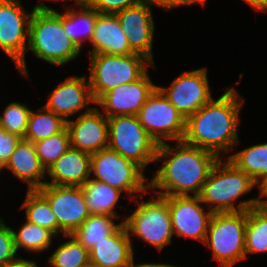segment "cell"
I'll use <instances>...</instances> for the list:
<instances>
[{
    "mask_svg": "<svg viewBox=\"0 0 267 267\" xmlns=\"http://www.w3.org/2000/svg\"><path fill=\"white\" fill-rule=\"evenodd\" d=\"M257 185L260 190L259 195H267V175Z\"/></svg>",
    "mask_w": 267,
    "mask_h": 267,
    "instance_id": "obj_41",
    "label": "cell"
},
{
    "mask_svg": "<svg viewBox=\"0 0 267 267\" xmlns=\"http://www.w3.org/2000/svg\"><path fill=\"white\" fill-rule=\"evenodd\" d=\"M137 117L157 144L184 138L186 119L158 88L147 98Z\"/></svg>",
    "mask_w": 267,
    "mask_h": 267,
    "instance_id": "obj_11",
    "label": "cell"
},
{
    "mask_svg": "<svg viewBox=\"0 0 267 267\" xmlns=\"http://www.w3.org/2000/svg\"><path fill=\"white\" fill-rule=\"evenodd\" d=\"M29 24L28 50L34 56L53 65L61 66L80 55V49L66 35L63 14L44 2L33 7Z\"/></svg>",
    "mask_w": 267,
    "mask_h": 267,
    "instance_id": "obj_3",
    "label": "cell"
},
{
    "mask_svg": "<svg viewBox=\"0 0 267 267\" xmlns=\"http://www.w3.org/2000/svg\"><path fill=\"white\" fill-rule=\"evenodd\" d=\"M51 96H47L48 101L44 107L61 116L65 121L68 116L86 108L90 103H94L91 94L89 79L84 77H68L52 91Z\"/></svg>",
    "mask_w": 267,
    "mask_h": 267,
    "instance_id": "obj_18",
    "label": "cell"
},
{
    "mask_svg": "<svg viewBox=\"0 0 267 267\" xmlns=\"http://www.w3.org/2000/svg\"><path fill=\"white\" fill-rule=\"evenodd\" d=\"M153 197L151 195V199L144 202L139 200L136 210L130 216H125L123 223L130 235L133 233L161 251L171 243L174 232L168 196Z\"/></svg>",
    "mask_w": 267,
    "mask_h": 267,
    "instance_id": "obj_9",
    "label": "cell"
},
{
    "mask_svg": "<svg viewBox=\"0 0 267 267\" xmlns=\"http://www.w3.org/2000/svg\"><path fill=\"white\" fill-rule=\"evenodd\" d=\"M89 56L91 69L88 79L95 102L111 89L140 79L147 72L148 65L156 68L149 59L137 53Z\"/></svg>",
    "mask_w": 267,
    "mask_h": 267,
    "instance_id": "obj_5",
    "label": "cell"
},
{
    "mask_svg": "<svg viewBox=\"0 0 267 267\" xmlns=\"http://www.w3.org/2000/svg\"><path fill=\"white\" fill-rule=\"evenodd\" d=\"M256 11H266L267 10V0H244Z\"/></svg>",
    "mask_w": 267,
    "mask_h": 267,
    "instance_id": "obj_40",
    "label": "cell"
},
{
    "mask_svg": "<svg viewBox=\"0 0 267 267\" xmlns=\"http://www.w3.org/2000/svg\"><path fill=\"white\" fill-rule=\"evenodd\" d=\"M71 238L59 245L50 256L48 262L52 267H85L90 263L89 251L81 245L72 235H64Z\"/></svg>",
    "mask_w": 267,
    "mask_h": 267,
    "instance_id": "obj_31",
    "label": "cell"
},
{
    "mask_svg": "<svg viewBox=\"0 0 267 267\" xmlns=\"http://www.w3.org/2000/svg\"><path fill=\"white\" fill-rule=\"evenodd\" d=\"M90 215H109L120 217L114 208L118 203L122 191L104 182L88 179L81 186Z\"/></svg>",
    "mask_w": 267,
    "mask_h": 267,
    "instance_id": "obj_23",
    "label": "cell"
},
{
    "mask_svg": "<svg viewBox=\"0 0 267 267\" xmlns=\"http://www.w3.org/2000/svg\"><path fill=\"white\" fill-rule=\"evenodd\" d=\"M157 88L146 72L140 79L121 84L103 94L95 104L103 108L104 115H137L147 98Z\"/></svg>",
    "mask_w": 267,
    "mask_h": 267,
    "instance_id": "obj_16",
    "label": "cell"
},
{
    "mask_svg": "<svg viewBox=\"0 0 267 267\" xmlns=\"http://www.w3.org/2000/svg\"><path fill=\"white\" fill-rule=\"evenodd\" d=\"M199 196H169L173 232L177 237H189L204 243L213 213L201 206Z\"/></svg>",
    "mask_w": 267,
    "mask_h": 267,
    "instance_id": "obj_14",
    "label": "cell"
},
{
    "mask_svg": "<svg viewBox=\"0 0 267 267\" xmlns=\"http://www.w3.org/2000/svg\"><path fill=\"white\" fill-rule=\"evenodd\" d=\"M151 3L142 0L138 4L115 13L134 53L149 59L153 64L152 41L155 29Z\"/></svg>",
    "mask_w": 267,
    "mask_h": 267,
    "instance_id": "obj_15",
    "label": "cell"
},
{
    "mask_svg": "<svg viewBox=\"0 0 267 267\" xmlns=\"http://www.w3.org/2000/svg\"><path fill=\"white\" fill-rule=\"evenodd\" d=\"M114 216L89 215L88 218L71 235L88 251L109 235H111L121 224H115Z\"/></svg>",
    "mask_w": 267,
    "mask_h": 267,
    "instance_id": "obj_25",
    "label": "cell"
},
{
    "mask_svg": "<svg viewBox=\"0 0 267 267\" xmlns=\"http://www.w3.org/2000/svg\"><path fill=\"white\" fill-rule=\"evenodd\" d=\"M21 139L18 135L7 132L0 125V172L9 161L11 154Z\"/></svg>",
    "mask_w": 267,
    "mask_h": 267,
    "instance_id": "obj_36",
    "label": "cell"
},
{
    "mask_svg": "<svg viewBox=\"0 0 267 267\" xmlns=\"http://www.w3.org/2000/svg\"><path fill=\"white\" fill-rule=\"evenodd\" d=\"M259 197H267V195H259ZM258 206L267 213V200H261L258 198Z\"/></svg>",
    "mask_w": 267,
    "mask_h": 267,
    "instance_id": "obj_42",
    "label": "cell"
},
{
    "mask_svg": "<svg viewBox=\"0 0 267 267\" xmlns=\"http://www.w3.org/2000/svg\"><path fill=\"white\" fill-rule=\"evenodd\" d=\"M227 160L258 184L267 175V143L247 147L228 156Z\"/></svg>",
    "mask_w": 267,
    "mask_h": 267,
    "instance_id": "obj_26",
    "label": "cell"
},
{
    "mask_svg": "<svg viewBox=\"0 0 267 267\" xmlns=\"http://www.w3.org/2000/svg\"><path fill=\"white\" fill-rule=\"evenodd\" d=\"M49 1H50V0H49ZM52 1H62V0H52ZM63 1H65V0H63ZM83 2H84V0H75L74 3H75L76 5L79 6V5L82 4Z\"/></svg>",
    "mask_w": 267,
    "mask_h": 267,
    "instance_id": "obj_44",
    "label": "cell"
},
{
    "mask_svg": "<svg viewBox=\"0 0 267 267\" xmlns=\"http://www.w3.org/2000/svg\"><path fill=\"white\" fill-rule=\"evenodd\" d=\"M247 211L213 213L204 244L222 267H232L246 259Z\"/></svg>",
    "mask_w": 267,
    "mask_h": 267,
    "instance_id": "obj_6",
    "label": "cell"
},
{
    "mask_svg": "<svg viewBox=\"0 0 267 267\" xmlns=\"http://www.w3.org/2000/svg\"><path fill=\"white\" fill-rule=\"evenodd\" d=\"M33 11L26 13L20 0H0V49L14 61L25 77L29 76L25 52Z\"/></svg>",
    "mask_w": 267,
    "mask_h": 267,
    "instance_id": "obj_10",
    "label": "cell"
},
{
    "mask_svg": "<svg viewBox=\"0 0 267 267\" xmlns=\"http://www.w3.org/2000/svg\"><path fill=\"white\" fill-rule=\"evenodd\" d=\"M152 5H157L165 10L173 9L177 6L187 5V0H147Z\"/></svg>",
    "mask_w": 267,
    "mask_h": 267,
    "instance_id": "obj_37",
    "label": "cell"
},
{
    "mask_svg": "<svg viewBox=\"0 0 267 267\" xmlns=\"http://www.w3.org/2000/svg\"><path fill=\"white\" fill-rule=\"evenodd\" d=\"M134 263V255L132 256L131 260L129 261L128 265L126 267H178V266H172L169 264L164 263H141V264H135ZM180 267V266H179Z\"/></svg>",
    "mask_w": 267,
    "mask_h": 267,
    "instance_id": "obj_39",
    "label": "cell"
},
{
    "mask_svg": "<svg viewBox=\"0 0 267 267\" xmlns=\"http://www.w3.org/2000/svg\"><path fill=\"white\" fill-rule=\"evenodd\" d=\"M48 202L58 221V234L71 235L90 215L80 186L45 184L37 190Z\"/></svg>",
    "mask_w": 267,
    "mask_h": 267,
    "instance_id": "obj_12",
    "label": "cell"
},
{
    "mask_svg": "<svg viewBox=\"0 0 267 267\" xmlns=\"http://www.w3.org/2000/svg\"><path fill=\"white\" fill-rule=\"evenodd\" d=\"M142 0H84V2L101 14H115Z\"/></svg>",
    "mask_w": 267,
    "mask_h": 267,
    "instance_id": "obj_35",
    "label": "cell"
},
{
    "mask_svg": "<svg viewBox=\"0 0 267 267\" xmlns=\"http://www.w3.org/2000/svg\"><path fill=\"white\" fill-rule=\"evenodd\" d=\"M39 113L30 111L24 140L37 142L58 134L66 127V121L44 106Z\"/></svg>",
    "mask_w": 267,
    "mask_h": 267,
    "instance_id": "obj_27",
    "label": "cell"
},
{
    "mask_svg": "<svg viewBox=\"0 0 267 267\" xmlns=\"http://www.w3.org/2000/svg\"><path fill=\"white\" fill-rule=\"evenodd\" d=\"M91 155L70 147L47 171L51 182L58 186H82L90 179Z\"/></svg>",
    "mask_w": 267,
    "mask_h": 267,
    "instance_id": "obj_20",
    "label": "cell"
},
{
    "mask_svg": "<svg viewBox=\"0 0 267 267\" xmlns=\"http://www.w3.org/2000/svg\"><path fill=\"white\" fill-rule=\"evenodd\" d=\"M33 144L42 166L47 171L70 148L69 131L65 127L58 134Z\"/></svg>",
    "mask_w": 267,
    "mask_h": 267,
    "instance_id": "obj_32",
    "label": "cell"
},
{
    "mask_svg": "<svg viewBox=\"0 0 267 267\" xmlns=\"http://www.w3.org/2000/svg\"><path fill=\"white\" fill-rule=\"evenodd\" d=\"M3 168H7L18 179L28 183V190H38L46 183L40 181L46 179V170L36 154L33 142L21 139Z\"/></svg>",
    "mask_w": 267,
    "mask_h": 267,
    "instance_id": "obj_22",
    "label": "cell"
},
{
    "mask_svg": "<svg viewBox=\"0 0 267 267\" xmlns=\"http://www.w3.org/2000/svg\"><path fill=\"white\" fill-rule=\"evenodd\" d=\"M12 232L16 251L24 248L34 253H41L48 249L52 244L53 236H55L50 230L29 221H26L18 232L13 229Z\"/></svg>",
    "mask_w": 267,
    "mask_h": 267,
    "instance_id": "obj_30",
    "label": "cell"
},
{
    "mask_svg": "<svg viewBox=\"0 0 267 267\" xmlns=\"http://www.w3.org/2000/svg\"><path fill=\"white\" fill-rule=\"evenodd\" d=\"M21 208H25L26 221L46 228L58 236L56 215L52 212L49 202L37 190H27Z\"/></svg>",
    "mask_w": 267,
    "mask_h": 267,
    "instance_id": "obj_28",
    "label": "cell"
},
{
    "mask_svg": "<svg viewBox=\"0 0 267 267\" xmlns=\"http://www.w3.org/2000/svg\"><path fill=\"white\" fill-rule=\"evenodd\" d=\"M133 253L130 234L122 222L111 235L89 250V261L97 267H126Z\"/></svg>",
    "mask_w": 267,
    "mask_h": 267,
    "instance_id": "obj_19",
    "label": "cell"
},
{
    "mask_svg": "<svg viewBox=\"0 0 267 267\" xmlns=\"http://www.w3.org/2000/svg\"><path fill=\"white\" fill-rule=\"evenodd\" d=\"M257 183L229 160L219 158L210 170L206 182L198 195L212 213L248 211L258 206V199L244 200L234 205V201L244 193L252 191Z\"/></svg>",
    "mask_w": 267,
    "mask_h": 267,
    "instance_id": "obj_4",
    "label": "cell"
},
{
    "mask_svg": "<svg viewBox=\"0 0 267 267\" xmlns=\"http://www.w3.org/2000/svg\"><path fill=\"white\" fill-rule=\"evenodd\" d=\"M91 54L129 55L134 53L127 36L115 14H101L96 17Z\"/></svg>",
    "mask_w": 267,
    "mask_h": 267,
    "instance_id": "obj_21",
    "label": "cell"
},
{
    "mask_svg": "<svg viewBox=\"0 0 267 267\" xmlns=\"http://www.w3.org/2000/svg\"><path fill=\"white\" fill-rule=\"evenodd\" d=\"M70 147L90 155L108 147V119L97 107H87L76 120H67Z\"/></svg>",
    "mask_w": 267,
    "mask_h": 267,
    "instance_id": "obj_17",
    "label": "cell"
},
{
    "mask_svg": "<svg viewBox=\"0 0 267 267\" xmlns=\"http://www.w3.org/2000/svg\"><path fill=\"white\" fill-rule=\"evenodd\" d=\"M16 253L12 229L0 218V267L16 261Z\"/></svg>",
    "mask_w": 267,
    "mask_h": 267,
    "instance_id": "obj_34",
    "label": "cell"
},
{
    "mask_svg": "<svg viewBox=\"0 0 267 267\" xmlns=\"http://www.w3.org/2000/svg\"><path fill=\"white\" fill-rule=\"evenodd\" d=\"M164 157L168 158L149 180V188H156L157 195L168 197L188 196L189 192L198 196L219 159L213 152L189 145L183 140L176 141V146L172 148L166 142L158 144L155 160L160 161Z\"/></svg>",
    "mask_w": 267,
    "mask_h": 267,
    "instance_id": "obj_1",
    "label": "cell"
},
{
    "mask_svg": "<svg viewBox=\"0 0 267 267\" xmlns=\"http://www.w3.org/2000/svg\"><path fill=\"white\" fill-rule=\"evenodd\" d=\"M30 111L24 104L12 102L5 107L2 116H0V125L7 132L24 139Z\"/></svg>",
    "mask_w": 267,
    "mask_h": 267,
    "instance_id": "obj_33",
    "label": "cell"
},
{
    "mask_svg": "<svg viewBox=\"0 0 267 267\" xmlns=\"http://www.w3.org/2000/svg\"><path fill=\"white\" fill-rule=\"evenodd\" d=\"M85 267H97V266H95V265H92V264H88V265H86Z\"/></svg>",
    "mask_w": 267,
    "mask_h": 267,
    "instance_id": "obj_45",
    "label": "cell"
},
{
    "mask_svg": "<svg viewBox=\"0 0 267 267\" xmlns=\"http://www.w3.org/2000/svg\"><path fill=\"white\" fill-rule=\"evenodd\" d=\"M3 267H38L35 261L18 258L16 261L9 263Z\"/></svg>",
    "mask_w": 267,
    "mask_h": 267,
    "instance_id": "obj_38",
    "label": "cell"
},
{
    "mask_svg": "<svg viewBox=\"0 0 267 267\" xmlns=\"http://www.w3.org/2000/svg\"><path fill=\"white\" fill-rule=\"evenodd\" d=\"M157 88L185 119L213 99L205 68L184 72L172 81L168 89Z\"/></svg>",
    "mask_w": 267,
    "mask_h": 267,
    "instance_id": "obj_13",
    "label": "cell"
},
{
    "mask_svg": "<svg viewBox=\"0 0 267 267\" xmlns=\"http://www.w3.org/2000/svg\"><path fill=\"white\" fill-rule=\"evenodd\" d=\"M207 0H187V5L201 4L205 5Z\"/></svg>",
    "mask_w": 267,
    "mask_h": 267,
    "instance_id": "obj_43",
    "label": "cell"
},
{
    "mask_svg": "<svg viewBox=\"0 0 267 267\" xmlns=\"http://www.w3.org/2000/svg\"><path fill=\"white\" fill-rule=\"evenodd\" d=\"M78 7H80V10L77 11H75V8H66L63 14V27L66 35L81 50L82 42L85 39L90 41L92 38L96 17L99 13L85 2Z\"/></svg>",
    "mask_w": 267,
    "mask_h": 267,
    "instance_id": "obj_24",
    "label": "cell"
},
{
    "mask_svg": "<svg viewBox=\"0 0 267 267\" xmlns=\"http://www.w3.org/2000/svg\"><path fill=\"white\" fill-rule=\"evenodd\" d=\"M244 98L234 88L227 89L186 119L183 141L213 152L218 158L239 144L237 125Z\"/></svg>",
    "mask_w": 267,
    "mask_h": 267,
    "instance_id": "obj_2",
    "label": "cell"
},
{
    "mask_svg": "<svg viewBox=\"0 0 267 267\" xmlns=\"http://www.w3.org/2000/svg\"><path fill=\"white\" fill-rule=\"evenodd\" d=\"M90 173L91 175L94 173L95 176L90 179L104 182L122 192L125 191L132 199L139 198L135 192L147 193L149 189V180L146 179L143 169L109 147L91 155Z\"/></svg>",
    "mask_w": 267,
    "mask_h": 267,
    "instance_id": "obj_8",
    "label": "cell"
},
{
    "mask_svg": "<svg viewBox=\"0 0 267 267\" xmlns=\"http://www.w3.org/2000/svg\"><path fill=\"white\" fill-rule=\"evenodd\" d=\"M267 252V213L259 206L247 211L245 254Z\"/></svg>",
    "mask_w": 267,
    "mask_h": 267,
    "instance_id": "obj_29",
    "label": "cell"
},
{
    "mask_svg": "<svg viewBox=\"0 0 267 267\" xmlns=\"http://www.w3.org/2000/svg\"><path fill=\"white\" fill-rule=\"evenodd\" d=\"M108 147L143 170L156 162L157 142L146 132L137 115L108 117Z\"/></svg>",
    "mask_w": 267,
    "mask_h": 267,
    "instance_id": "obj_7",
    "label": "cell"
}]
</instances>
